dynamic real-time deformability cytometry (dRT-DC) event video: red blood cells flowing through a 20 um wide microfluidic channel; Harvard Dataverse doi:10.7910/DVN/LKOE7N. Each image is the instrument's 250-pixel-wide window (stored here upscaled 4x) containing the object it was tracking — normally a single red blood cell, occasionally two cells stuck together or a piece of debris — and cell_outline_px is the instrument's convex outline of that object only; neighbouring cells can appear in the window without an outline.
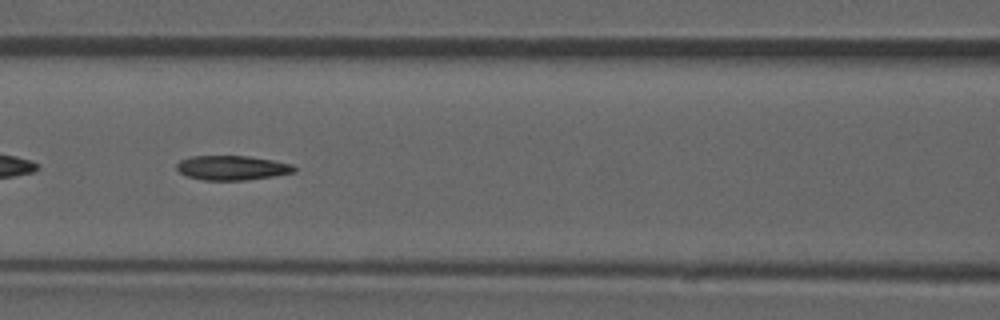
{"species": "common noctule bat (a hibernating species)", "species_latin": "Nyctalus noctula", "temperature_condition": "room temperature", "stored_images_in_passage": 52, "camera_frame_rate_fps": 3000, "um_per_image_px": 0.085, "animal": {"sex": "male", "forearm_length_mm": 52.5}, "frame": {"image": 1, "passage_image": 23, "time_ms": 7.333, "image_size_px": [1000, 320], "cell_outline_px": [[296, 172], [272, 176], [244, 180], [204, 180], [188, 176], [180, 172], [176, 168], [176, 164], [180, 160], [192, 156], [248, 156], [272, 160], [292, 164], [296, 168]], "centroid_in_image_um": [19.73, 14.26], "position_along_channel_um": 146.9, "area_um2": 16.65}, "authors_computed_cell_mechanics": {"area_um2": 17.1377, "velocity_mm_per_s": 3.9238, "shape_relaxation_time_tau1_ms": null, "shape_relaxation_time_tau2_ms": 4.2195, "deformation_change_tau1": null, "deformation_change_tau2": 0.1136}}